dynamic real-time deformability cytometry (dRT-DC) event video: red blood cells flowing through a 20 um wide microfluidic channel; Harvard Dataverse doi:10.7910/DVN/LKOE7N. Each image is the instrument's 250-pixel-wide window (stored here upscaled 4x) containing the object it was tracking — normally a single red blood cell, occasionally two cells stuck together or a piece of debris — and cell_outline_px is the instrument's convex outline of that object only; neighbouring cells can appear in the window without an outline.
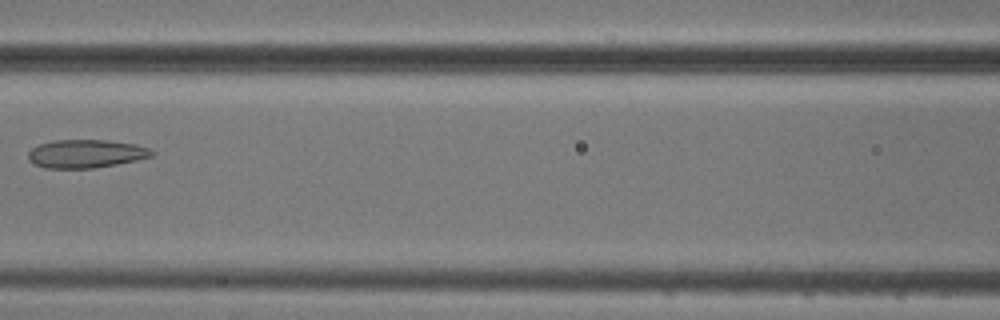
{"species": "common noctule bat (a hibernating species)", "species_latin": "Nyctalus noctula", "temperature_condition": "cold", "stored_images_in_passage": 8, "camera_frame_rate_fps": 3000, "um_per_image_px": 0.085, "animal": {"sex": "male", "body_mass_g": 20.5, "forearm_length_mm": 52.5}, "frame": {"image": 1, "passage_image": 3, "time_ms": 2.333, "image_size_px": [1000, 320], "cell_outline_px": [[156, 152], [152, 156], [136, 160], [116, 164], [92, 168], [44, 168], [32, 164], [28, 160], [28, 152], [32, 148], [40, 144], [56, 140], [108, 140], [136, 144], [148, 148]], "centroid_in_image_um": [7.29, 13.07], "position_along_channel_um": 159.3, "area_um2": 20.4}}
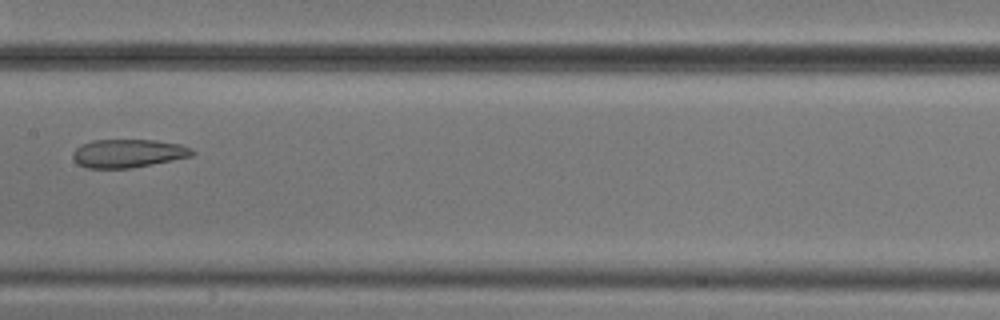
{"frame": {"image": 2, "passage_image": 4, "time_ms": 3.333, "image_size_px": [1000, 320], "cell_outline_px": [[196, 152], [192, 156], [132, 168], [88, 168], [76, 164], [72, 156], [72, 152], [76, 148], [92, 140], [156, 140], [180, 144], [192, 148]], "centroid_in_image_um": [10.89, 13.03], "position_along_channel_um": 196.5, "area_um2": 19.77}}
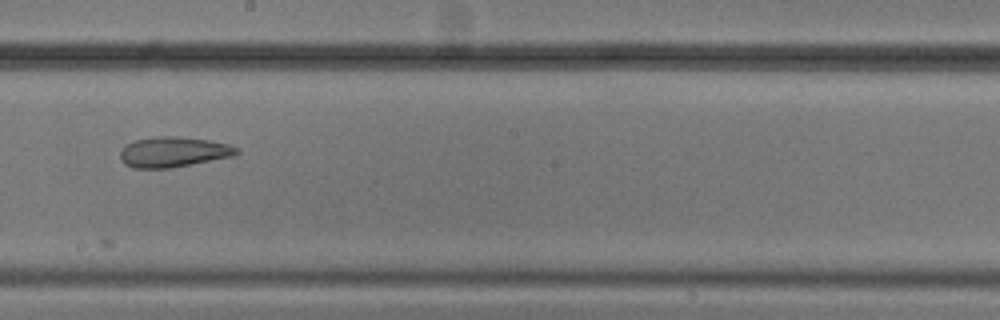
{"frame": {"image": 3, "passage_image": 5, "time_ms": 4.333, "image_size_px": [1000, 320], "cell_outline_px": [[240, 152], [232, 156], [172, 168], [132, 168], [124, 164], [120, 160], [120, 152], [128, 144], [136, 140], [156, 136], [176, 136], [208, 140], [228, 144], [240, 148]], "centroid_in_image_um": [14.74, 12.92], "position_along_channel_um": 233.5, "area_um2": 20.52}}